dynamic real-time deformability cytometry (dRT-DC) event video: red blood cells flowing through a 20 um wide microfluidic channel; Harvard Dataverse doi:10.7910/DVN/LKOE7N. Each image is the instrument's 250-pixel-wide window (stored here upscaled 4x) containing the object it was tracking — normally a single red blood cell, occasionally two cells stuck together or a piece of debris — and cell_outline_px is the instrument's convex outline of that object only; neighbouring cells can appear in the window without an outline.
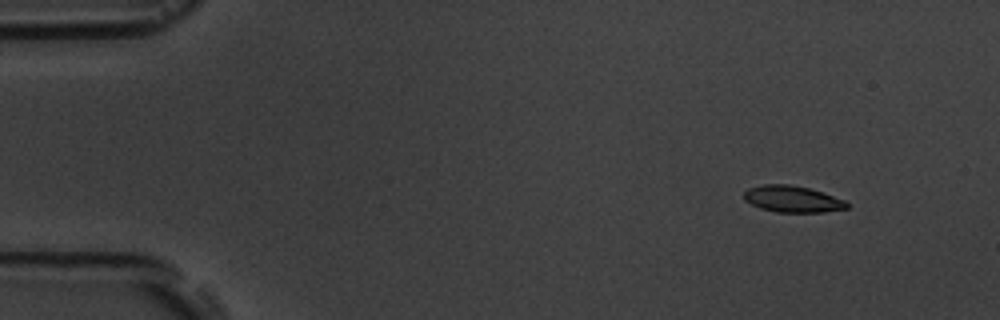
{"species": "common noctule bat (a hibernating species)", "species_latin": "Nyctalus noctula", "temperature_condition": "room temperature", "stored_images_in_passage": 6, "camera_frame_rate_fps": 3000, "um_per_image_px": 0.085, "animal": {"sex": "male", "body_mass_g": 19.5, "forearm_length_mm": 54.6}, "frame": {"image": 1, "passage_image": 1, "time_ms": 0.0, "image_size_px": [1000, 320], "cell_outline_px": [[848, 208], [824, 212], [776, 212], [760, 208], [744, 200], [744, 192], [748, 188], [764, 184], [788, 184], [808, 188], [844, 200], [848, 204]], "centroid_in_image_um": [67.32, 16.92], "position_along_channel_um": 17.7, "area_um2": 15.72}}
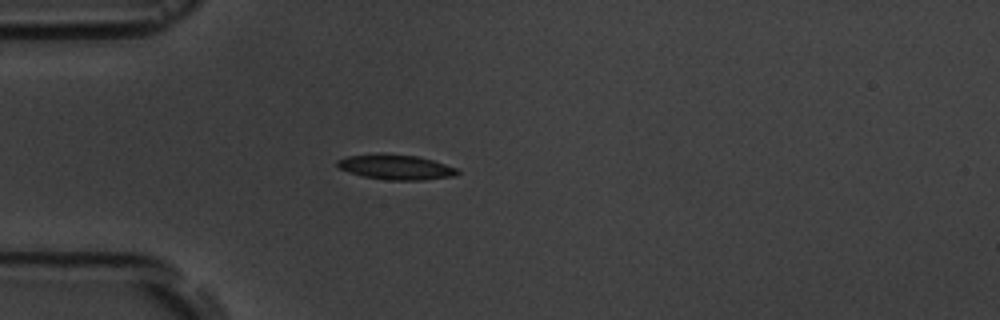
{"frame": {"image": 2, "passage_image": 4, "time_ms": 3.333, "image_size_px": [1000, 320], "cell_outline_px": [[460, 172], [456, 176], [420, 180], [384, 180], [364, 176], [340, 168], [336, 164], [336, 160], [348, 156], [376, 152], [384, 152], [416, 156], [432, 160], [456, 168]], "centroid_in_image_um": [33.63, 14.18], "position_along_channel_um": 51.4, "area_um2": 17.63}}
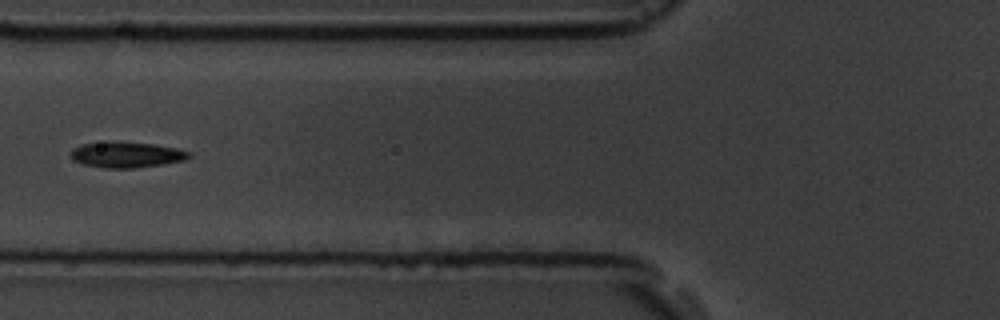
{"frame": {"image": 3, "passage_image": 6, "time_ms": 5.333, "image_size_px": [1000, 320], "cell_outline_px": [[192, 156], [188, 160], [164, 164], [136, 168], [104, 168], [84, 164], [72, 160], [68, 156], [68, 152], [72, 148], [84, 144], [108, 140], [152, 144], [176, 148], [192, 152]], "centroid_in_image_um": [10.74, 13.14], "position_along_channel_um": 115.1, "area_um2": 18.26}}